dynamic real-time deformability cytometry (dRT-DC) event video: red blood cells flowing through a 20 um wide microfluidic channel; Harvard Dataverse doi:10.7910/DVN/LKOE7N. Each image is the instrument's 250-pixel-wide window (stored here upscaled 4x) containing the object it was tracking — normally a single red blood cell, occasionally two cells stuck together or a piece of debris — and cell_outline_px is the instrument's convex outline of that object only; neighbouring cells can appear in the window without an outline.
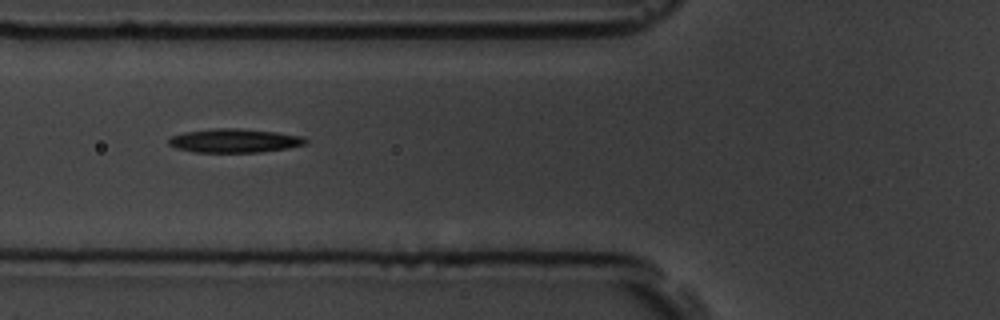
{"species": "common noctule bat (a hibernating species)", "species_latin": "Nyctalus noctula", "temperature_condition": "room temperature", "stored_images_in_passage": 5, "camera_frame_rate_fps": 3000, "um_per_image_px": 0.085, "animal": {"sex": "male", "body_mass_g": 19.5, "forearm_length_mm": 54.6}, "frame": {"image": 1, "passage_image": 5, "time_ms": 4.667, "image_size_px": [1000, 320], "cell_outline_px": [[308, 144], [288, 148], [260, 152], [192, 152], [176, 148], [168, 144], [168, 140], [172, 136], [184, 132], [216, 128], [240, 128], [276, 132], [304, 136], [308, 140]], "centroid_in_image_um": [19.96, 11.95], "position_along_channel_um": 105.8, "area_um2": 19.13}}